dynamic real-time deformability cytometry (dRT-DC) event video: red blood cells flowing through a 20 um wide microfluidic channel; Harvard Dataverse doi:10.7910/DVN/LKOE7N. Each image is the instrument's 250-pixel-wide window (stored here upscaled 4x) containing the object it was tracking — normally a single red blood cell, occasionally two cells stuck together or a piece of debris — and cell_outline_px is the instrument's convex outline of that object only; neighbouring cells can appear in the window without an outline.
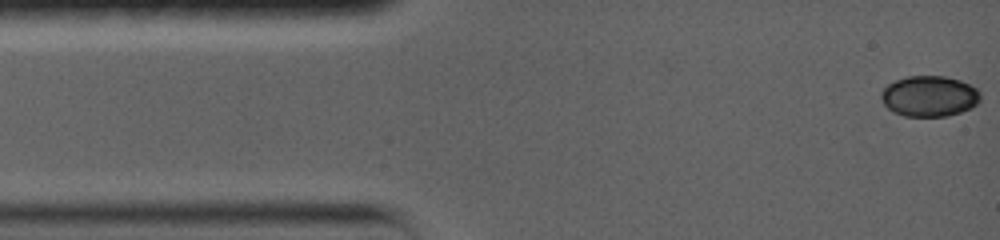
{"species": "common noctule bat (a hibernating species)", "species_latin": "Nyctalus noctula", "temperature_condition": "warm", "stored_images_in_passage": 24, "camera_frame_rate_fps": 5000, "um_per_image_px": 0.085, "animal": {"sex": "female", "body_mass_g": 19.0, "forearm_length_mm": 56.7}, "frame": {"image": 1, "passage_image": 1, "time_ms": 0.0, "image_size_px": [1000, 240], "cell_outline_px": [[980, 100], [972, 108], [948, 116], [904, 116], [892, 112], [884, 104], [880, 96], [880, 92], [888, 84], [896, 80], [908, 76], [944, 76], [960, 80], [976, 88], [980, 92]], "centroid_in_image_um": [78.98, 8.18], "position_along_channel_um": 6.0, "area_um2": 23.64}}
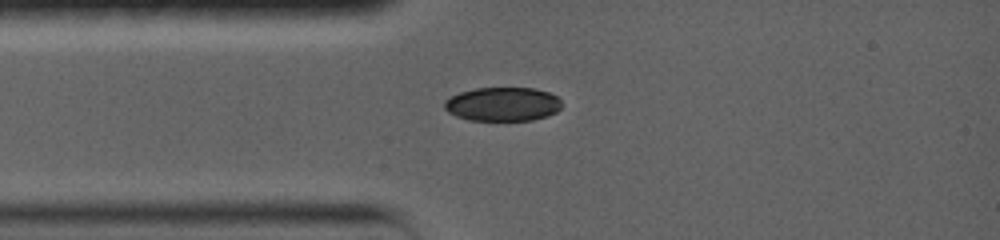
{"frame": {"image": 2, "passage_image": 20, "time_ms": 3.0, "image_size_px": [1000, 240], "cell_outline_px": [[560, 108], [556, 112], [548, 116], [532, 120], [468, 120], [456, 116], [448, 112], [444, 108], [444, 100], [460, 92], [476, 88], [536, 88], [548, 92], [556, 96], [560, 100]], "centroid_in_image_um": [42.72, 8.85], "position_along_channel_um": 42.3, "area_um2": 23.18}}